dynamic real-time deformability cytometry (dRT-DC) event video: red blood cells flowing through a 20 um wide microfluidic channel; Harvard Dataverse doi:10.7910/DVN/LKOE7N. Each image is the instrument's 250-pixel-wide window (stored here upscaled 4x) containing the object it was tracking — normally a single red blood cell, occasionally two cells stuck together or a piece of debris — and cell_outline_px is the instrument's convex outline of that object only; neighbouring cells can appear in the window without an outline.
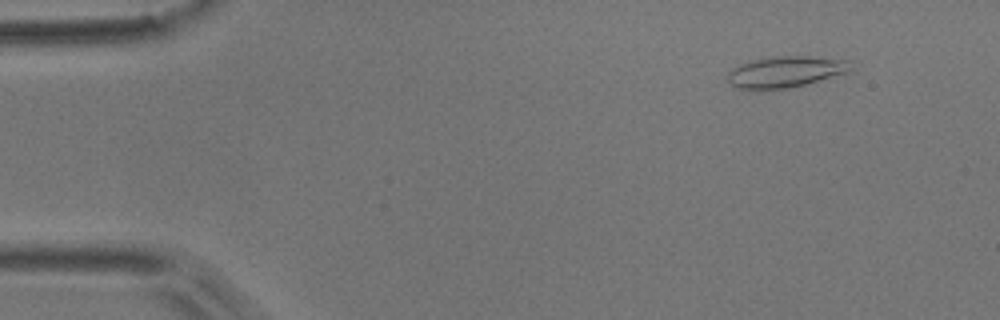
{"species": "common noctule bat (a hibernating species)", "species_latin": "Nyctalus noctula", "temperature_condition": "room temperature", "stored_images_in_passage": 5, "camera_frame_rate_fps": 3000, "um_per_image_px": 0.085, "animal": {"sex": "male", "body_mass_g": 17.9}, "frame": {"image": 1, "passage_image": 1, "time_ms": 0.0, "image_size_px": [1000, 320], "cell_outline_px": [[852, 68], [848, 72], [792, 88], [740, 88], [732, 84], [728, 80], [728, 72], [732, 68], [740, 64], [756, 60], [780, 56], [808, 56], [848, 60]], "centroid_in_image_um": [66.81, 6.09], "position_along_channel_um": 18.2, "area_um2": 21.79}}
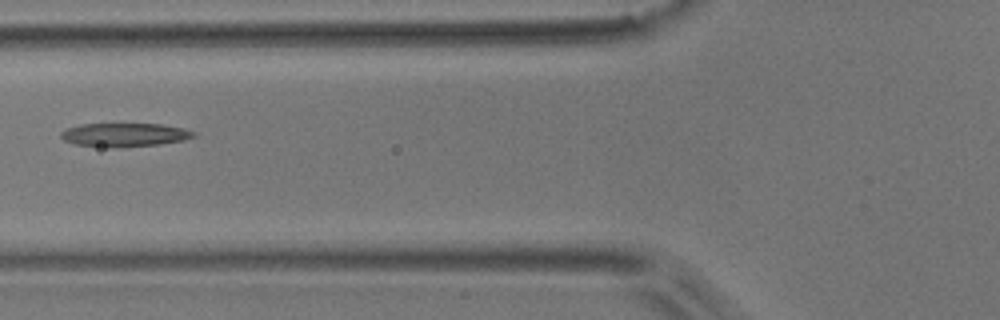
{"frame": {"image": 2, "passage_image": 5, "time_ms": 1.333, "image_size_px": [1000, 320], "cell_outline_px": [[196, 136], [184, 140], [160, 144], [120, 148], [108, 148], [72, 144], [64, 140], [60, 136], [60, 132], [68, 128], [80, 124], [160, 124], [184, 128], [196, 132]], "centroid_in_image_um": [10.58, 11.47], "position_along_channel_um": 115.2, "area_um2": 18.55}}